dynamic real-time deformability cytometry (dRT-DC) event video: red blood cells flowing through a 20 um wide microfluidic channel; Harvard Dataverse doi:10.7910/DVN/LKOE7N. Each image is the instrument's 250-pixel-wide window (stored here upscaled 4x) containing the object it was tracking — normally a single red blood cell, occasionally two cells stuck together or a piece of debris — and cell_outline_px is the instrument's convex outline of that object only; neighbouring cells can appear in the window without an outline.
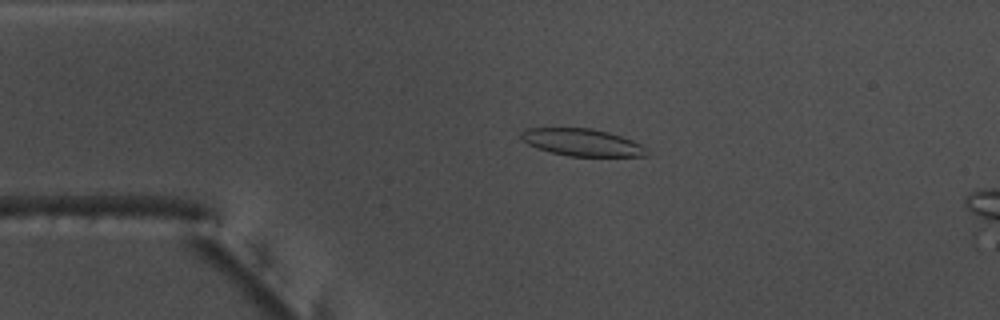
{"species": "common noctule bat (a hibernating species)", "species_latin": "Nyctalus noctula", "temperature_condition": "warm", "stored_images_in_passage": 54, "camera_frame_rate_fps": 3000, "um_per_image_px": 0.085, "animal": {"sex": "male", "body_mass_g": 17.5, "forearm_length_mm": 52.3}, "frame": {"image": 1, "passage_image": 12, "time_ms": 3.667, "image_size_px": [1000, 320], "cell_outline_px": [[648, 156], [568, 156], [536, 148], [520, 140], [520, 132], [524, 128], [592, 128], [608, 132], [632, 140], [640, 144], [644, 148]], "centroid_in_image_um": [49.4, 12.09], "position_along_channel_um": 35.6, "area_um2": 19.88}}
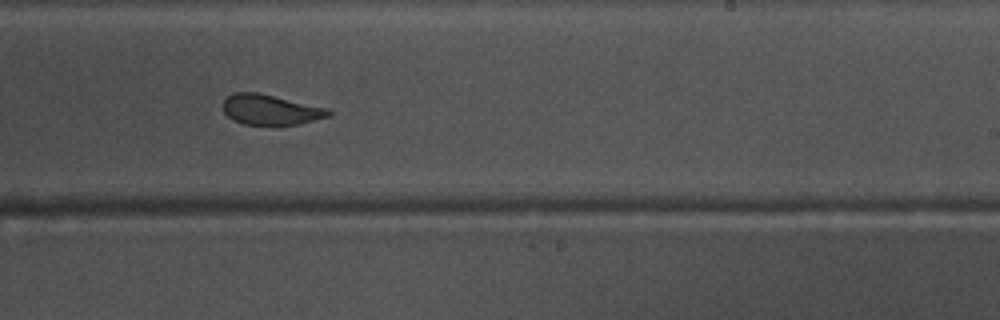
{"frame": {"image": 2, "passage_image": 33, "time_ms": 10.667, "image_size_px": [1000, 320], "cell_outline_px": [[332, 116], [300, 124], [280, 128], [272, 128], [244, 124], [232, 120], [224, 112], [224, 100], [228, 96], [236, 92], [256, 92], [328, 108], [332, 112]], "centroid_in_image_um": [23.04, 9.39], "position_along_channel_um": 266.0, "area_um2": 19.36}}
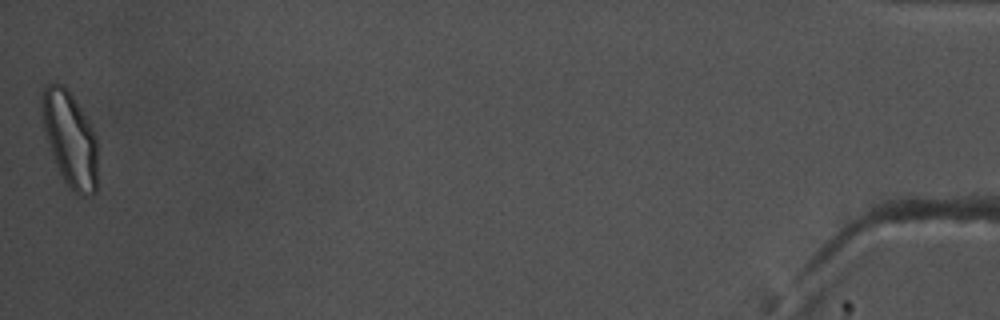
{"frame": {"image": 3, "passage_image": 54, "time_ms": 17.667, "image_size_px": [1000, 320], "cell_outline_px": [[96, 192], [92, 196], [80, 196], [64, 180], [56, 164], [44, 132], [40, 112], [40, 96], [44, 88], [48, 84], [64, 84], [88, 120], [96, 136]], "centroid_in_image_um": [5.92, 11.78], "position_along_channel_um": 429.3, "area_um2": 30.69}, "authors_computed_cell_mechanics": {"area_um2": 20.4323, "velocity_mm_per_s": 3.7712, "shape_relaxation_time_tau1_ms": 9.5501, "shape_relaxation_time_tau2_ms": 1.733, "deformation_change_tau1": 0.2376, "deformation_change_tau2": 0.0723}}